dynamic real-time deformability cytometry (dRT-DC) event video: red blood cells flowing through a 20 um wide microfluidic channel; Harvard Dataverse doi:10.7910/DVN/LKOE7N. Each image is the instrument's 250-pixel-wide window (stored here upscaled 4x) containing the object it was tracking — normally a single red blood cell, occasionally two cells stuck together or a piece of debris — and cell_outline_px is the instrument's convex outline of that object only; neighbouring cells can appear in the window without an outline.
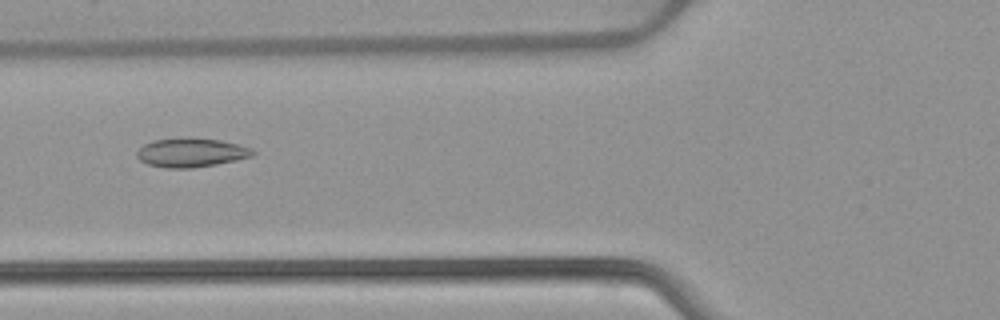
{"species": "common noctule bat (a hibernating species)", "species_latin": "Nyctalus noctula", "temperature_condition": "warm", "stored_images_in_passage": 53, "camera_frame_rate_fps": 3000, "um_per_image_px": 0.085, "animal": {"sex": "female", "body_mass_g": 22.7, "forearm_length_mm": 54.2}, "frame": {"image": 1, "passage_image": 21, "time_ms": 6.667, "image_size_px": [1000, 320], "cell_outline_px": [[256, 152], [252, 156], [236, 160], [216, 164], [192, 168], [164, 168], [148, 164], [140, 160], [136, 156], [136, 152], [144, 144], [152, 140], [188, 136], [220, 140], [252, 148]], "centroid_in_image_um": [16.22, 12.95], "position_along_channel_um": 109.6, "area_um2": 19.83}}
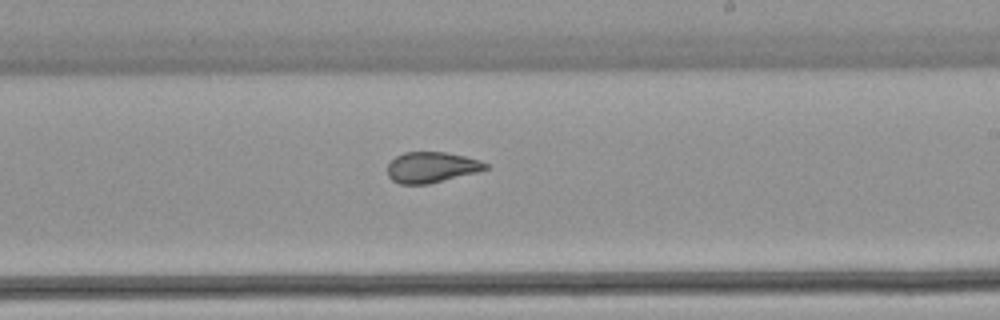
{"frame": {"image": 2, "passage_image": 32, "time_ms": 10.333, "image_size_px": [1000, 320], "cell_outline_px": [[488, 168], [476, 172], [428, 184], [400, 184], [392, 180], [388, 176], [388, 164], [396, 156], [404, 152], [444, 152], [464, 156], [480, 160], [488, 164]], "centroid_in_image_um": [36.66, 14.22], "position_along_channel_um": 252.3, "area_um2": 17.4}}
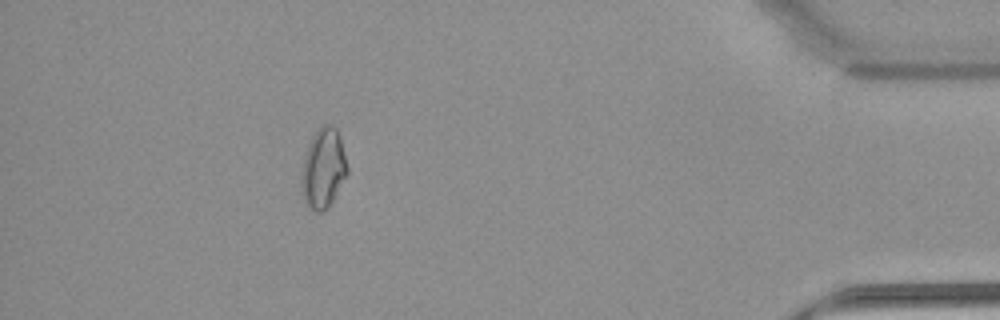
{"frame": {"image": 3, "passage_image": 48, "time_ms": 15.667, "image_size_px": [1000, 320], "cell_outline_px": [[348, 172], [328, 208], [320, 212], [316, 212], [304, 200], [300, 192], [300, 176], [304, 156], [308, 144], [316, 128], [324, 124], [332, 124], [336, 128], [340, 140], [348, 168]], "centroid_in_image_um": [27.44, 14.3], "position_along_channel_um": 407.8, "area_um2": 21.39}, "authors_computed_cell_mechanics": {"area_um2": 19.8254, "velocity_mm_per_s": 3.8946, "shape_relaxation_time_tau1_ms": null, "shape_relaxation_time_tau2_ms": 1.3466, "deformation_change_tau1": null, "deformation_change_tau2": 0.0646}}